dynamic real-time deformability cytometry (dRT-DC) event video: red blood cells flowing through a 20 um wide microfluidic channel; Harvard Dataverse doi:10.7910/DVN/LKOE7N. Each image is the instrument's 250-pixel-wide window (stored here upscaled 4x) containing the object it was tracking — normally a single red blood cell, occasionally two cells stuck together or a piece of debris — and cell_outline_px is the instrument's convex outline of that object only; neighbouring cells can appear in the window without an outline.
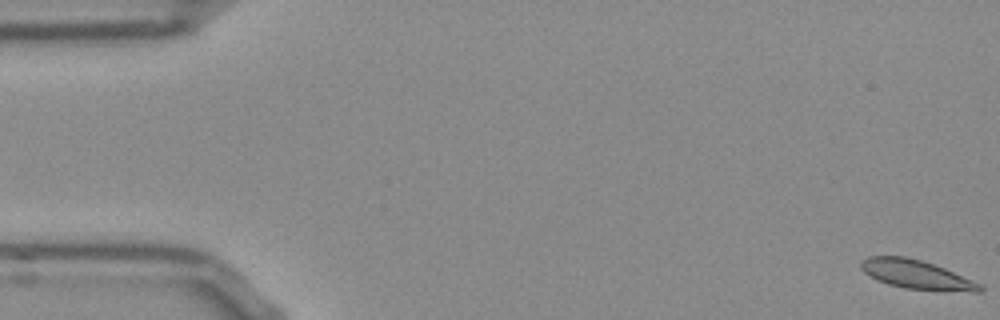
{"species": "Egyptian fruit bat (a non-hibernating species)", "species_latin": "Rousettus aegyptiacus", "temperature_condition": "room temperature", "stored_images_in_passage": 53, "camera_frame_rate_fps": 3000, "um_per_image_px": 0.085, "frame": {"image": 1, "passage_image": 1, "time_ms": 0.0, "image_size_px": [1000, 320], "cell_outline_px": [[984, 292], [976, 292], [904, 288], [888, 284], [876, 280], [864, 272], [860, 268], [860, 260], [868, 256], [904, 256], [920, 260], [944, 268], [984, 284]], "centroid_in_image_um": [77.91, 23.34], "position_along_channel_um": 7.1, "area_um2": 20.11}}
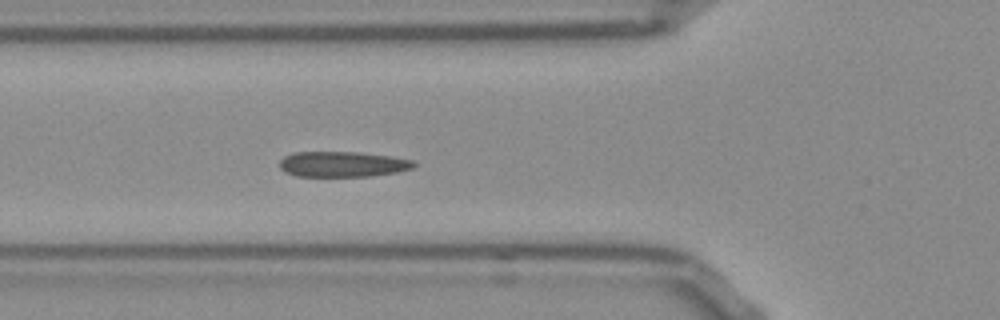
{"frame": {"image": 2, "passage_image": 19, "time_ms": 6.0, "image_size_px": [1000, 320], "cell_outline_px": [[416, 164], [412, 168], [396, 172], [372, 176], [296, 176], [284, 172], [280, 168], [280, 160], [284, 156], [292, 152], [360, 152], [392, 156], [412, 160]], "centroid_in_image_um": [29.09, 13.95], "position_along_channel_um": 96.7, "area_um2": 20.0}}
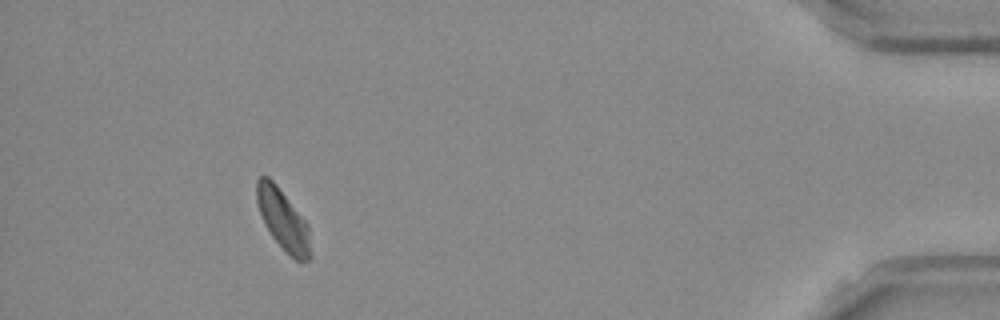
{"frame": {"image": 3, "passage_image": 49, "time_ms": 16.0, "image_size_px": [1000, 320], "cell_outline_px": [[312, 260], [300, 264], [272, 236], [264, 224], [256, 200], [256, 180], [260, 176], [268, 176], [276, 184], [308, 224], [312, 252]], "centroid_in_image_um": [24.09, 18.71], "position_along_channel_um": 411.1, "area_um2": 19.07}, "authors_computed_cell_mechanics": {"area_um2": 19.9988, "velocity_mm_per_s": 3.7885, "shape_relaxation_time_tau1_ms": 4.855, "shape_relaxation_time_tau2_ms": 2.0548, "deformation_change_tau1": 0.1013, "deformation_change_tau2": 0.0702}}